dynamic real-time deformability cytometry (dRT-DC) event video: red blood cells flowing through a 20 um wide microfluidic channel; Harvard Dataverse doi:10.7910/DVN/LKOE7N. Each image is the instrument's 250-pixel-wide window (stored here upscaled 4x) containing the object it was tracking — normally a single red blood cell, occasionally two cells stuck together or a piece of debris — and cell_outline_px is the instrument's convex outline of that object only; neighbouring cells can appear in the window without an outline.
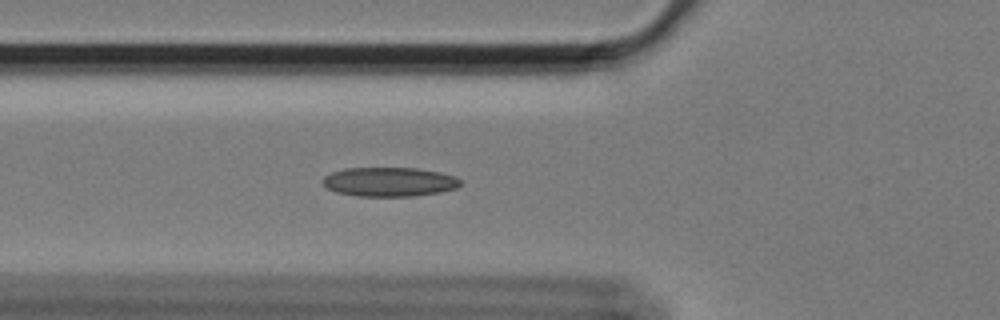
{"species": "Egyptian fruit bat (a non-hibernating species)", "species_latin": "Rousettus aegyptiacus", "temperature_condition": "cold", "stored_images_in_passage": 43, "camera_frame_rate_fps": 3000, "um_per_image_px": 0.085, "animal": {"sex": "female"}, "frame": {"image": 1, "passage_image": 11, "time_ms": 3.333, "image_size_px": [1000, 320], "cell_outline_px": [[460, 184], [456, 188], [440, 192], [416, 196], [356, 196], [336, 192], [328, 188], [324, 184], [324, 176], [332, 172], [344, 168], [416, 168], [440, 172], [456, 176], [460, 180]], "centroid_in_image_um": [33.11, 15.46], "position_along_channel_um": 92.7, "area_um2": 23.41}}
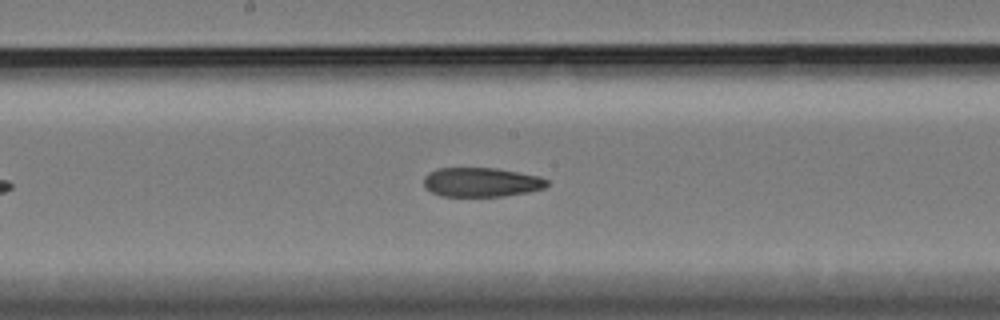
{"frame": {"image": 2, "passage_image": 21, "time_ms": 6.667, "image_size_px": [1000, 320], "cell_outline_px": [[548, 184], [544, 188], [528, 192], [504, 196], [440, 196], [424, 188], [424, 176], [428, 172], [436, 168], [496, 168], [540, 176], [548, 180]], "centroid_in_image_um": [40.89, 15.48], "position_along_channel_um": 207.3, "area_um2": 21.15}}
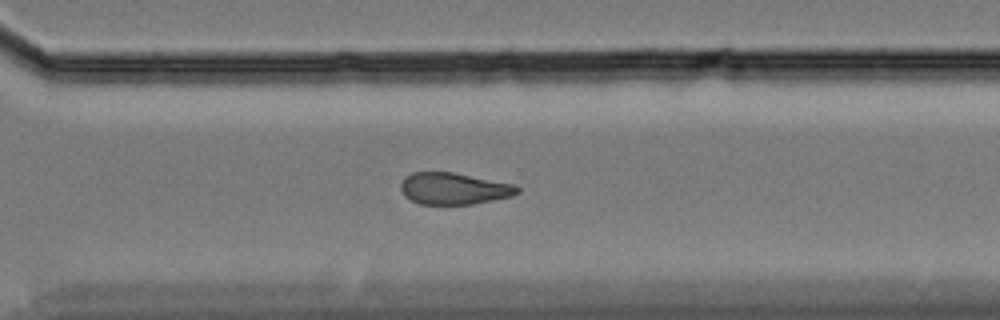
{"frame": {"image": 3, "passage_image": 32, "time_ms": 10.333, "image_size_px": [1000, 320], "cell_outline_px": [[520, 192], [512, 196], [472, 204], [420, 204], [404, 196], [400, 188], [400, 184], [412, 172], [452, 172], [512, 184], [520, 188]], "centroid_in_image_um": [38.57, 16.03], "position_along_channel_um": 332.0, "area_um2": 21.27}, "authors_computed_cell_mechanics": {"area_um2": 22.3686, "velocity_mm_per_s": 3.4087, "shape_relaxation_time_tau1_ms": null, "shape_relaxation_time_tau2_ms": 6.7067, "deformation_change_tau1": null, "deformation_change_tau2": 0.1465}}